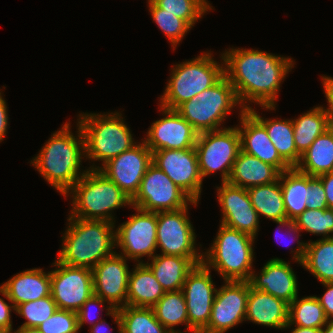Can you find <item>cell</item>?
<instances>
[{
  "label": "cell",
  "mask_w": 333,
  "mask_h": 333,
  "mask_svg": "<svg viewBox=\"0 0 333 333\" xmlns=\"http://www.w3.org/2000/svg\"><path fill=\"white\" fill-rule=\"evenodd\" d=\"M189 207L157 212V248L161 254L203 257L196 248V233L188 217Z\"/></svg>",
  "instance_id": "4fadbf2b"
},
{
  "label": "cell",
  "mask_w": 333,
  "mask_h": 333,
  "mask_svg": "<svg viewBox=\"0 0 333 333\" xmlns=\"http://www.w3.org/2000/svg\"><path fill=\"white\" fill-rule=\"evenodd\" d=\"M321 284H323L327 290L321 297L316 296V298L323 307L326 317L333 319V282Z\"/></svg>",
  "instance_id": "f6af8a7d"
},
{
  "label": "cell",
  "mask_w": 333,
  "mask_h": 333,
  "mask_svg": "<svg viewBox=\"0 0 333 333\" xmlns=\"http://www.w3.org/2000/svg\"><path fill=\"white\" fill-rule=\"evenodd\" d=\"M70 127V122L63 124L46 141L37 156L30 160L40 175L63 196L87 171L80 169L85 157L83 132L78 122L76 136Z\"/></svg>",
  "instance_id": "7a4b0ae2"
},
{
  "label": "cell",
  "mask_w": 333,
  "mask_h": 333,
  "mask_svg": "<svg viewBox=\"0 0 333 333\" xmlns=\"http://www.w3.org/2000/svg\"><path fill=\"white\" fill-rule=\"evenodd\" d=\"M280 172L270 164L242 150L239 152L227 182L248 189L253 186L274 183Z\"/></svg>",
  "instance_id": "4316f807"
},
{
  "label": "cell",
  "mask_w": 333,
  "mask_h": 333,
  "mask_svg": "<svg viewBox=\"0 0 333 333\" xmlns=\"http://www.w3.org/2000/svg\"><path fill=\"white\" fill-rule=\"evenodd\" d=\"M57 309V304L50 295L18 305L15 308V313L26 319V322L19 327H38L41 323L50 318Z\"/></svg>",
  "instance_id": "ab89813d"
},
{
  "label": "cell",
  "mask_w": 333,
  "mask_h": 333,
  "mask_svg": "<svg viewBox=\"0 0 333 333\" xmlns=\"http://www.w3.org/2000/svg\"><path fill=\"white\" fill-rule=\"evenodd\" d=\"M255 238L220 224L211 248L203 253V263L224 281H250L253 273Z\"/></svg>",
  "instance_id": "8992f818"
},
{
  "label": "cell",
  "mask_w": 333,
  "mask_h": 333,
  "mask_svg": "<svg viewBox=\"0 0 333 333\" xmlns=\"http://www.w3.org/2000/svg\"><path fill=\"white\" fill-rule=\"evenodd\" d=\"M4 332H5V330L0 328V333H4Z\"/></svg>",
  "instance_id": "6f0895ef"
},
{
  "label": "cell",
  "mask_w": 333,
  "mask_h": 333,
  "mask_svg": "<svg viewBox=\"0 0 333 333\" xmlns=\"http://www.w3.org/2000/svg\"><path fill=\"white\" fill-rule=\"evenodd\" d=\"M165 115L156 120L147 131L146 146L152 151L162 149L195 148L198 132L176 110L160 106Z\"/></svg>",
  "instance_id": "ac0fdd59"
},
{
  "label": "cell",
  "mask_w": 333,
  "mask_h": 333,
  "mask_svg": "<svg viewBox=\"0 0 333 333\" xmlns=\"http://www.w3.org/2000/svg\"><path fill=\"white\" fill-rule=\"evenodd\" d=\"M141 142L108 160L102 166H94L93 163L88 169H98L112 180L129 199H132L136 195L148 167L153 163L152 151L146 146L143 139Z\"/></svg>",
  "instance_id": "5bb4252c"
},
{
  "label": "cell",
  "mask_w": 333,
  "mask_h": 333,
  "mask_svg": "<svg viewBox=\"0 0 333 333\" xmlns=\"http://www.w3.org/2000/svg\"><path fill=\"white\" fill-rule=\"evenodd\" d=\"M50 271L51 296L58 309L78 312L81 306L94 294L91 269L69 266L57 260Z\"/></svg>",
  "instance_id": "7c38bea8"
},
{
  "label": "cell",
  "mask_w": 333,
  "mask_h": 333,
  "mask_svg": "<svg viewBox=\"0 0 333 333\" xmlns=\"http://www.w3.org/2000/svg\"><path fill=\"white\" fill-rule=\"evenodd\" d=\"M247 191L252 206L257 211L259 217L262 215L274 223L287 219L279 179L274 183L250 187Z\"/></svg>",
  "instance_id": "1f68e13d"
},
{
  "label": "cell",
  "mask_w": 333,
  "mask_h": 333,
  "mask_svg": "<svg viewBox=\"0 0 333 333\" xmlns=\"http://www.w3.org/2000/svg\"><path fill=\"white\" fill-rule=\"evenodd\" d=\"M276 224H279V228H278V230L279 229H281V228H284V226H285V228L286 229H288V231H285V232H287V234L288 233H291L290 235H294L295 234V238H299V237H301V235L299 234L301 231H300V229L293 223V221H289L288 219H284V220H279V221H276ZM281 227V228H280ZM288 227V228H287ZM279 233V232H278ZM277 233V234H278ZM277 234L275 235V238L277 239ZM286 235V234H285ZM289 235V234H288ZM290 235H289V237H290ZM295 238H294V241H295ZM278 241V240H277ZM290 242H292L291 240H290ZM288 245V244H287Z\"/></svg>",
  "instance_id": "f907efd6"
},
{
  "label": "cell",
  "mask_w": 333,
  "mask_h": 333,
  "mask_svg": "<svg viewBox=\"0 0 333 333\" xmlns=\"http://www.w3.org/2000/svg\"><path fill=\"white\" fill-rule=\"evenodd\" d=\"M217 289L208 326L201 333H225L245 321L248 281H224Z\"/></svg>",
  "instance_id": "2e32d148"
},
{
  "label": "cell",
  "mask_w": 333,
  "mask_h": 333,
  "mask_svg": "<svg viewBox=\"0 0 333 333\" xmlns=\"http://www.w3.org/2000/svg\"><path fill=\"white\" fill-rule=\"evenodd\" d=\"M105 302H107V301L100 298L99 296H96L95 294H93L91 297L88 298V300L81 306L80 310L77 312L79 330H81L82 326L86 322L90 323V325L92 326V325H95L97 322L102 320L100 318L99 320L97 319V320L93 321V319L91 318V316H92L91 312L93 311V309H91V308L93 306H95V307L100 306L99 308L102 307V309H101L102 311H103V309H105L103 307H106V310H107V313L105 314L106 316L110 315L115 310L111 305H109V306L105 305L104 306Z\"/></svg>",
  "instance_id": "7bdbcfd3"
},
{
  "label": "cell",
  "mask_w": 333,
  "mask_h": 333,
  "mask_svg": "<svg viewBox=\"0 0 333 333\" xmlns=\"http://www.w3.org/2000/svg\"><path fill=\"white\" fill-rule=\"evenodd\" d=\"M109 316L113 318L115 323L117 324L118 333H121V320L119 316L118 309H115ZM109 324L103 319L99 322H97L95 325H92L90 327L89 333H109L107 329H109Z\"/></svg>",
  "instance_id": "7dc6e473"
},
{
  "label": "cell",
  "mask_w": 333,
  "mask_h": 333,
  "mask_svg": "<svg viewBox=\"0 0 333 333\" xmlns=\"http://www.w3.org/2000/svg\"><path fill=\"white\" fill-rule=\"evenodd\" d=\"M216 188L222 212L221 224L256 238L260 217L252 206L247 189L229 182H221Z\"/></svg>",
  "instance_id": "ffe728a7"
},
{
  "label": "cell",
  "mask_w": 333,
  "mask_h": 333,
  "mask_svg": "<svg viewBox=\"0 0 333 333\" xmlns=\"http://www.w3.org/2000/svg\"><path fill=\"white\" fill-rule=\"evenodd\" d=\"M153 2L165 12L183 19L191 28L208 10L213 9L208 0H154Z\"/></svg>",
  "instance_id": "8d00e7d4"
},
{
  "label": "cell",
  "mask_w": 333,
  "mask_h": 333,
  "mask_svg": "<svg viewBox=\"0 0 333 333\" xmlns=\"http://www.w3.org/2000/svg\"><path fill=\"white\" fill-rule=\"evenodd\" d=\"M38 328L43 333H78V315L73 311L57 309Z\"/></svg>",
  "instance_id": "60d3db41"
},
{
  "label": "cell",
  "mask_w": 333,
  "mask_h": 333,
  "mask_svg": "<svg viewBox=\"0 0 333 333\" xmlns=\"http://www.w3.org/2000/svg\"><path fill=\"white\" fill-rule=\"evenodd\" d=\"M148 7L153 21L164 32V35L167 36L174 49L192 28L183 19L165 12V10L159 8L154 2L148 3Z\"/></svg>",
  "instance_id": "f35d334b"
},
{
  "label": "cell",
  "mask_w": 333,
  "mask_h": 333,
  "mask_svg": "<svg viewBox=\"0 0 333 333\" xmlns=\"http://www.w3.org/2000/svg\"><path fill=\"white\" fill-rule=\"evenodd\" d=\"M195 151L202 179L220 171L221 181L227 182L233 163L241 151L237 126L199 133Z\"/></svg>",
  "instance_id": "9c48e42d"
},
{
  "label": "cell",
  "mask_w": 333,
  "mask_h": 333,
  "mask_svg": "<svg viewBox=\"0 0 333 333\" xmlns=\"http://www.w3.org/2000/svg\"><path fill=\"white\" fill-rule=\"evenodd\" d=\"M289 304L288 324L299 327L322 328L328 321L316 296L298 299Z\"/></svg>",
  "instance_id": "d590c367"
},
{
  "label": "cell",
  "mask_w": 333,
  "mask_h": 333,
  "mask_svg": "<svg viewBox=\"0 0 333 333\" xmlns=\"http://www.w3.org/2000/svg\"><path fill=\"white\" fill-rule=\"evenodd\" d=\"M4 333H18L17 330L13 331V330H9V331H5Z\"/></svg>",
  "instance_id": "9f6ffc18"
},
{
  "label": "cell",
  "mask_w": 333,
  "mask_h": 333,
  "mask_svg": "<svg viewBox=\"0 0 333 333\" xmlns=\"http://www.w3.org/2000/svg\"><path fill=\"white\" fill-rule=\"evenodd\" d=\"M121 115L117 111L79 114L77 122L83 132L87 160L102 161L103 165L138 143Z\"/></svg>",
  "instance_id": "5b68a950"
},
{
  "label": "cell",
  "mask_w": 333,
  "mask_h": 333,
  "mask_svg": "<svg viewBox=\"0 0 333 333\" xmlns=\"http://www.w3.org/2000/svg\"><path fill=\"white\" fill-rule=\"evenodd\" d=\"M132 208L137 213L115 230V247H120L119 254L127 259L143 263L140 259L144 256H147L149 261L156 255L154 252L157 249V212Z\"/></svg>",
  "instance_id": "8fae6325"
},
{
  "label": "cell",
  "mask_w": 333,
  "mask_h": 333,
  "mask_svg": "<svg viewBox=\"0 0 333 333\" xmlns=\"http://www.w3.org/2000/svg\"><path fill=\"white\" fill-rule=\"evenodd\" d=\"M250 285L290 304L298 296V280L289 264L280 258H272L260 273L253 271Z\"/></svg>",
  "instance_id": "7402d4cb"
},
{
  "label": "cell",
  "mask_w": 333,
  "mask_h": 333,
  "mask_svg": "<svg viewBox=\"0 0 333 333\" xmlns=\"http://www.w3.org/2000/svg\"><path fill=\"white\" fill-rule=\"evenodd\" d=\"M134 266L129 274L127 305L152 308L166 291L145 262L136 263Z\"/></svg>",
  "instance_id": "83f0119b"
},
{
  "label": "cell",
  "mask_w": 333,
  "mask_h": 333,
  "mask_svg": "<svg viewBox=\"0 0 333 333\" xmlns=\"http://www.w3.org/2000/svg\"><path fill=\"white\" fill-rule=\"evenodd\" d=\"M237 105L240 103L234 87L224 75L215 85L181 104L176 111L198 133H202L224 129L220 125Z\"/></svg>",
  "instance_id": "ba28073f"
},
{
  "label": "cell",
  "mask_w": 333,
  "mask_h": 333,
  "mask_svg": "<svg viewBox=\"0 0 333 333\" xmlns=\"http://www.w3.org/2000/svg\"><path fill=\"white\" fill-rule=\"evenodd\" d=\"M152 162L193 201H199L203 179L195 148L157 150L152 153Z\"/></svg>",
  "instance_id": "9a60e30c"
},
{
  "label": "cell",
  "mask_w": 333,
  "mask_h": 333,
  "mask_svg": "<svg viewBox=\"0 0 333 333\" xmlns=\"http://www.w3.org/2000/svg\"><path fill=\"white\" fill-rule=\"evenodd\" d=\"M10 303L11 304H8L3 298L0 297V328L5 331L13 330L11 311L14 310L15 312V307L12 302Z\"/></svg>",
  "instance_id": "bcb514c9"
},
{
  "label": "cell",
  "mask_w": 333,
  "mask_h": 333,
  "mask_svg": "<svg viewBox=\"0 0 333 333\" xmlns=\"http://www.w3.org/2000/svg\"><path fill=\"white\" fill-rule=\"evenodd\" d=\"M170 333H183V332L177 330L176 332H170ZM192 333H201V332H198V331H192Z\"/></svg>",
  "instance_id": "11a10c76"
},
{
  "label": "cell",
  "mask_w": 333,
  "mask_h": 333,
  "mask_svg": "<svg viewBox=\"0 0 333 333\" xmlns=\"http://www.w3.org/2000/svg\"><path fill=\"white\" fill-rule=\"evenodd\" d=\"M150 260L151 263L145 264L151 269L162 288L168 292L181 290L188 273L195 265L203 262V257L156 254Z\"/></svg>",
  "instance_id": "484cf974"
},
{
  "label": "cell",
  "mask_w": 333,
  "mask_h": 333,
  "mask_svg": "<svg viewBox=\"0 0 333 333\" xmlns=\"http://www.w3.org/2000/svg\"><path fill=\"white\" fill-rule=\"evenodd\" d=\"M69 195L72 198L69 217L85 220L114 223L112 212L126 205L131 206V199L98 169H87L65 197Z\"/></svg>",
  "instance_id": "277c9868"
},
{
  "label": "cell",
  "mask_w": 333,
  "mask_h": 333,
  "mask_svg": "<svg viewBox=\"0 0 333 333\" xmlns=\"http://www.w3.org/2000/svg\"><path fill=\"white\" fill-rule=\"evenodd\" d=\"M322 85L326 100L328 102V108L323 107L326 116L328 117L330 127H333V77L322 76Z\"/></svg>",
  "instance_id": "ee69618b"
},
{
  "label": "cell",
  "mask_w": 333,
  "mask_h": 333,
  "mask_svg": "<svg viewBox=\"0 0 333 333\" xmlns=\"http://www.w3.org/2000/svg\"><path fill=\"white\" fill-rule=\"evenodd\" d=\"M248 111L265 127L280 157L290 167H296L302 155L297 151L295 146L292 118L288 120H279L277 118L267 119L261 117L252 107Z\"/></svg>",
  "instance_id": "f1b7e54d"
},
{
  "label": "cell",
  "mask_w": 333,
  "mask_h": 333,
  "mask_svg": "<svg viewBox=\"0 0 333 333\" xmlns=\"http://www.w3.org/2000/svg\"><path fill=\"white\" fill-rule=\"evenodd\" d=\"M220 55L224 60V74L234 87L240 109L248 110L251 103H256L262 109L275 110L280 84L294 68L295 61L246 48L225 49Z\"/></svg>",
  "instance_id": "6da1fadb"
},
{
  "label": "cell",
  "mask_w": 333,
  "mask_h": 333,
  "mask_svg": "<svg viewBox=\"0 0 333 333\" xmlns=\"http://www.w3.org/2000/svg\"><path fill=\"white\" fill-rule=\"evenodd\" d=\"M211 269L203 262L188 273L182 291L186 300L189 333L202 332L207 326L217 289L211 277Z\"/></svg>",
  "instance_id": "e0dca14e"
},
{
  "label": "cell",
  "mask_w": 333,
  "mask_h": 333,
  "mask_svg": "<svg viewBox=\"0 0 333 333\" xmlns=\"http://www.w3.org/2000/svg\"><path fill=\"white\" fill-rule=\"evenodd\" d=\"M321 179L326 194L328 208L333 209V172L318 176Z\"/></svg>",
  "instance_id": "681fc988"
},
{
  "label": "cell",
  "mask_w": 333,
  "mask_h": 333,
  "mask_svg": "<svg viewBox=\"0 0 333 333\" xmlns=\"http://www.w3.org/2000/svg\"><path fill=\"white\" fill-rule=\"evenodd\" d=\"M293 223L300 229L311 234L333 238V209H306ZM331 233V234H330Z\"/></svg>",
  "instance_id": "74e56055"
},
{
  "label": "cell",
  "mask_w": 333,
  "mask_h": 333,
  "mask_svg": "<svg viewBox=\"0 0 333 333\" xmlns=\"http://www.w3.org/2000/svg\"><path fill=\"white\" fill-rule=\"evenodd\" d=\"M1 93L2 91H0V143L5 138L9 125L7 103Z\"/></svg>",
  "instance_id": "c3c4849f"
},
{
  "label": "cell",
  "mask_w": 333,
  "mask_h": 333,
  "mask_svg": "<svg viewBox=\"0 0 333 333\" xmlns=\"http://www.w3.org/2000/svg\"><path fill=\"white\" fill-rule=\"evenodd\" d=\"M291 326H294V328L291 330V333H322L321 328L299 327L295 325H286L284 329H289Z\"/></svg>",
  "instance_id": "816d5d0a"
},
{
  "label": "cell",
  "mask_w": 333,
  "mask_h": 333,
  "mask_svg": "<svg viewBox=\"0 0 333 333\" xmlns=\"http://www.w3.org/2000/svg\"><path fill=\"white\" fill-rule=\"evenodd\" d=\"M127 260L115 251L92 269L94 294L107 301L114 309L127 305L130 274Z\"/></svg>",
  "instance_id": "d6986e66"
},
{
  "label": "cell",
  "mask_w": 333,
  "mask_h": 333,
  "mask_svg": "<svg viewBox=\"0 0 333 333\" xmlns=\"http://www.w3.org/2000/svg\"><path fill=\"white\" fill-rule=\"evenodd\" d=\"M193 201L171 179L153 163L143 176L136 195L131 199V207L149 212L174 211L190 204Z\"/></svg>",
  "instance_id": "30bf717a"
},
{
  "label": "cell",
  "mask_w": 333,
  "mask_h": 333,
  "mask_svg": "<svg viewBox=\"0 0 333 333\" xmlns=\"http://www.w3.org/2000/svg\"><path fill=\"white\" fill-rule=\"evenodd\" d=\"M68 221L56 258L58 262L92 270L114 253L115 223L74 217H69Z\"/></svg>",
  "instance_id": "3957f363"
},
{
  "label": "cell",
  "mask_w": 333,
  "mask_h": 333,
  "mask_svg": "<svg viewBox=\"0 0 333 333\" xmlns=\"http://www.w3.org/2000/svg\"><path fill=\"white\" fill-rule=\"evenodd\" d=\"M296 240L297 247L291 250V253H294L292 258L295 262H299L298 264L311 272L319 282H333V238L310 240L306 243Z\"/></svg>",
  "instance_id": "cb8c5ba5"
},
{
  "label": "cell",
  "mask_w": 333,
  "mask_h": 333,
  "mask_svg": "<svg viewBox=\"0 0 333 333\" xmlns=\"http://www.w3.org/2000/svg\"><path fill=\"white\" fill-rule=\"evenodd\" d=\"M211 52L176 64L171 68V76L160 96V106L176 110L181 104L215 85L224 74L223 64L215 61Z\"/></svg>",
  "instance_id": "52a82bcc"
},
{
  "label": "cell",
  "mask_w": 333,
  "mask_h": 333,
  "mask_svg": "<svg viewBox=\"0 0 333 333\" xmlns=\"http://www.w3.org/2000/svg\"><path fill=\"white\" fill-rule=\"evenodd\" d=\"M289 304L275 296L256 290L249 282L245 321L284 330L288 324Z\"/></svg>",
  "instance_id": "d4e9b609"
},
{
  "label": "cell",
  "mask_w": 333,
  "mask_h": 333,
  "mask_svg": "<svg viewBox=\"0 0 333 333\" xmlns=\"http://www.w3.org/2000/svg\"><path fill=\"white\" fill-rule=\"evenodd\" d=\"M157 320L169 331L176 332L174 327L185 324L189 331L186 300L181 290L168 291L152 307Z\"/></svg>",
  "instance_id": "836d02e7"
},
{
  "label": "cell",
  "mask_w": 333,
  "mask_h": 333,
  "mask_svg": "<svg viewBox=\"0 0 333 333\" xmlns=\"http://www.w3.org/2000/svg\"><path fill=\"white\" fill-rule=\"evenodd\" d=\"M307 209H327L326 194L321 179L318 176L308 175Z\"/></svg>",
  "instance_id": "b9f144b4"
},
{
  "label": "cell",
  "mask_w": 333,
  "mask_h": 333,
  "mask_svg": "<svg viewBox=\"0 0 333 333\" xmlns=\"http://www.w3.org/2000/svg\"><path fill=\"white\" fill-rule=\"evenodd\" d=\"M296 168L310 176L333 172V127L317 137L301 156Z\"/></svg>",
  "instance_id": "f546056e"
},
{
  "label": "cell",
  "mask_w": 333,
  "mask_h": 333,
  "mask_svg": "<svg viewBox=\"0 0 333 333\" xmlns=\"http://www.w3.org/2000/svg\"><path fill=\"white\" fill-rule=\"evenodd\" d=\"M121 333H170L156 318L153 308L123 306L118 309Z\"/></svg>",
  "instance_id": "e575fe53"
},
{
  "label": "cell",
  "mask_w": 333,
  "mask_h": 333,
  "mask_svg": "<svg viewBox=\"0 0 333 333\" xmlns=\"http://www.w3.org/2000/svg\"><path fill=\"white\" fill-rule=\"evenodd\" d=\"M324 326L321 328L322 333H333V319H328Z\"/></svg>",
  "instance_id": "db71d44e"
},
{
  "label": "cell",
  "mask_w": 333,
  "mask_h": 333,
  "mask_svg": "<svg viewBox=\"0 0 333 333\" xmlns=\"http://www.w3.org/2000/svg\"><path fill=\"white\" fill-rule=\"evenodd\" d=\"M237 126L241 138V150L274 166L280 173L291 167L280 157L265 127L248 111L240 110Z\"/></svg>",
  "instance_id": "44dd1931"
},
{
  "label": "cell",
  "mask_w": 333,
  "mask_h": 333,
  "mask_svg": "<svg viewBox=\"0 0 333 333\" xmlns=\"http://www.w3.org/2000/svg\"><path fill=\"white\" fill-rule=\"evenodd\" d=\"M292 122L295 146L301 155L306 152L319 135L330 128L323 106L313 107L298 118L292 119Z\"/></svg>",
  "instance_id": "d6a6232c"
},
{
  "label": "cell",
  "mask_w": 333,
  "mask_h": 333,
  "mask_svg": "<svg viewBox=\"0 0 333 333\" xmlns=\"http://www.w3.org/2000/svg\"><path fill=\"white\" fill-rule=\"evenodd\" d=\"M0 294L15 308L24 302L50 296V271L46 273L41 268H33L17 273L0 286Z\"/></svg>",
  "instance_id": "603a6c76"
},
{
  "label": "cell",
  "mask_w": 333,
  "mask_h": 333,
  "mask_svg": "<svg viewBox=\"0 0 333 333\" xmlns=\"http://www.w3.org/2000/svg\"><path fill=\"white\" fill-rule=\"evenodd\" d=\"M17 331L18 333H43L38 327H19Z\"/></svg>",
  "instance_id": "f5cc1de1"
},
{
  "label": "cell",
  "mask_w": 333,
  "mask_h": 333,
  "mask_svg": "<svg viewBox=\"0 0 333 333\" xmlns=\"http://www.w3.org/2000/svg\"><path fill=\"white\" fill-rule=\"evenodd\" d=\"M279 181L282 188L287 219L293 221L307 209L308 174L302 173L296 167H291L280 173Z\"/></svg>",
  "instance_id": "4dcf8cb0"
}]
</instances>
